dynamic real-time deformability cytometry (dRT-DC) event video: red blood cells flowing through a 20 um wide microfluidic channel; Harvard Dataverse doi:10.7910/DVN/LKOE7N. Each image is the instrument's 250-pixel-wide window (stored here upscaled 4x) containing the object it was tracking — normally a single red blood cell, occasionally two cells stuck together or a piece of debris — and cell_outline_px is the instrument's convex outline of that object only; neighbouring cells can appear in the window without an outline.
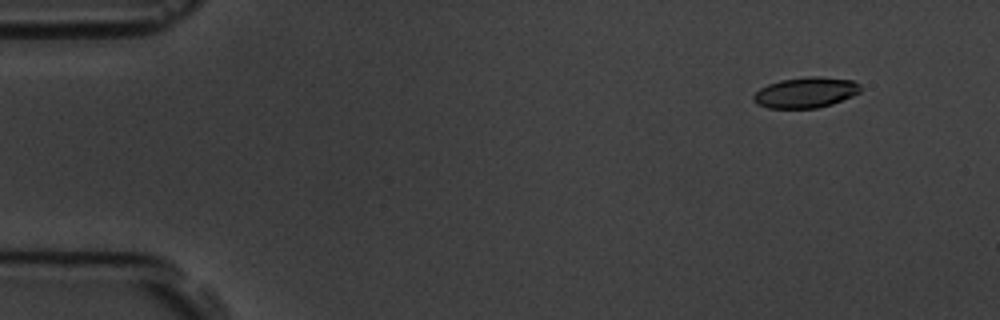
{"species": "common noctule bat (a hibernating species)", "species_latin": "Nyctalus noctula", "temperature_condition": "room temperature", "stored_images_in_passage": 9, "camera_frame_rate_fps": 3000, "um_per_image_px": 0.085, "animal": {"sex": "male", "body_mass_g": 19.5, "forearm_length_mm": 54.6}, "frame": {"image": 1, "passage_image": 2, "time_ms": 1.0, "image_size_px": [1000, 320], "cell_outline_px": [[860, 92], [852, 96], [832, 104], [816, 108], [768, 108], [756, 104], [752, 100], [752, 96], [760, 88], [768, 84], [780, 80], [808, 76], [816, 76], [852, 80], [860, 84]], "centroid_in_image_um": [68.46, 7.86], "position_along_channel_um": 16.5, "area_um2": 19.13}}
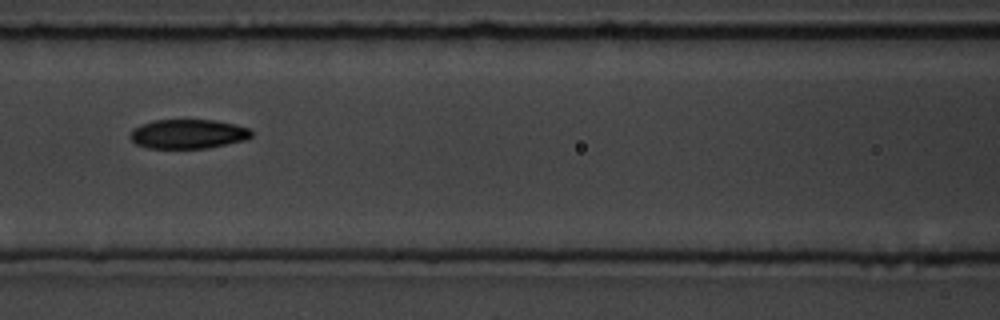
{"frame": {"image": 2, "passage_image": 7, "time_ms": 7.333, "image_size_px": [1000, 320], "cell_outline_px": [[252, 136], [244, 140], [208, 148], [148, 148], [136, 144], [128, 136], [132, 128], [140, 124], [152, 120], [216, 120], [236, 124], [248, 128], [252, 132]], "centroid_in_image_um": [15.95, 11.38], "position_along_channel_um": 150.7, "area_um2": 20.87}}
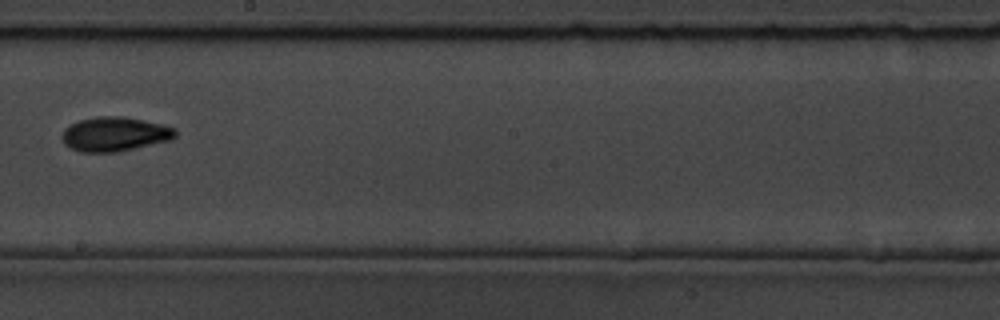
{"frame": {"image": 3, "passage_image": 9, "time_ms": 9.667, "image_size_px": [1000, 320], "cell_outline_px": [[176, 136], [172, 140], [116, 152], [80, 152], [64, 144], [60, 136], [64, 128], [80, 120], [96, 116], [120, 116], [144, 120], [164, 124], [176, 128]], "centroid_in_image_um": [9.76, 11.4], "position_along_channel_um": 238.4, "area_um2": 22.83}}